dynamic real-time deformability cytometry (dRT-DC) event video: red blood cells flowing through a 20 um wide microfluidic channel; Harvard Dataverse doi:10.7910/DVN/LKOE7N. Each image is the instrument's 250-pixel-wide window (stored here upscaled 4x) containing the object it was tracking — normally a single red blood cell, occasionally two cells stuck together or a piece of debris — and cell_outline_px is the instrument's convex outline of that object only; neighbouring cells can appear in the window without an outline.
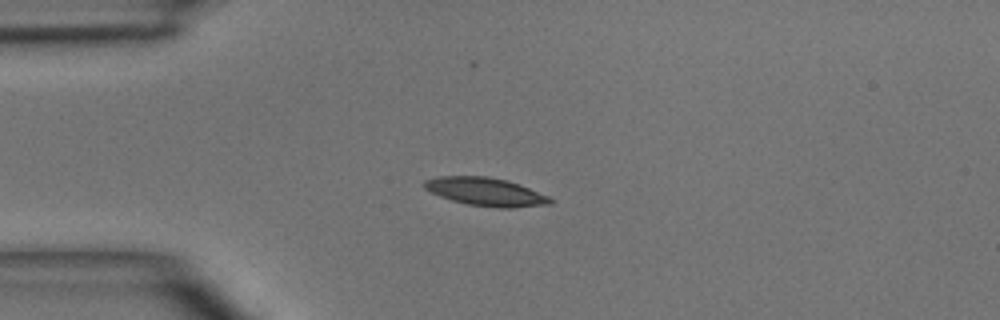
{"species": "common noctule bat (a hibernating species)", "species_latin": "Nyctalus noctula", "temperature_condition": "room temperature", "stored_images_in_passage": 1, "camera_frame_rate_fps": 3000, "um_per_image_px": 0.085, "animal": {"sex": "male", "body_mass_g": 15.6}, "frame": {"image": 1, "passage_image": 1, "time_ms": 0.0, "image_size_px": [1000, 320], "cell_outline_px": [[552, 204], [512, 208], [500, 208], [468, 204], [452, 200], [440, 196], [424, 188], [424, 180], [440, 176], [488, 176], [508, 180], [520, 184], [548, 196], [552, 200]], "centroid_in_image_um": [41.3, 16.29], "position_along_channel_um": 43.7, "area_um2": 20.63}}